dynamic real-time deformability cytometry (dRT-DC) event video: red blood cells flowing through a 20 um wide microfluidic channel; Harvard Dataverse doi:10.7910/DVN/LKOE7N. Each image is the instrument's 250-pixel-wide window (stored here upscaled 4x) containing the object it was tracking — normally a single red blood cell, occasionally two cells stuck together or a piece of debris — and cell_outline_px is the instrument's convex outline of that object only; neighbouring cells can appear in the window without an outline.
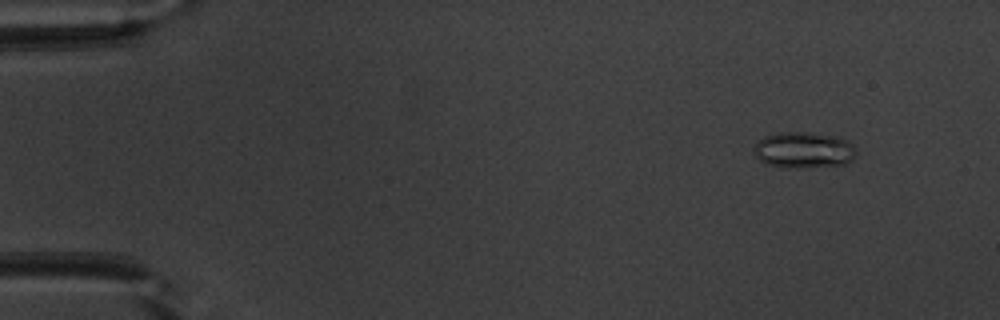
{"species": "common noctule bat (a hibernating species)", "species_latin": "Nyctalus noctula", "temperature_condition": "warm", "stored_images_in_passage": 50, "camera_frame_rate_fps": 3000, "um_per_image_px": 0.085, "animal": {"sex": "male", "body_mass_g": 20.1, "forearm_length_mm": 53.5}, "frame": {"image": 1, "passage_image": 4, "time_ms": 1.0, "image_size_px": [1000, 320], "cell_outline_px": [[856, 152], [852, 160], [844, 164], [804, 168], [784, 168], [764, 164], [752, 152], [752, 148], [756, 140], [764, 136], [780, 132], [808, 132], [840, 136], [848, 140], [856, 148]], "centroid_in_image_um": [68.28, 12.75], "position_along_channel_um": 16.7, "area_um2": 22.2}}
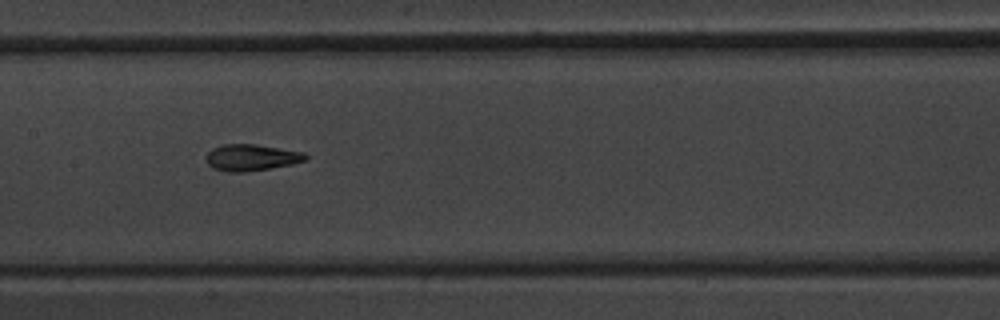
{"frame": {"image": 2, "passage_image": 25, "time_ms": 8.0, "image_size_px": [1000, 320], "cell_outline_px": [[308, 156], [304, 160], [292, 164], [244, 172], [228, 172], [212, 168], [208, 164], [204, 156], [212, 148], [224, 144], [256, 144], [304, 152]], "centroid_in_image_um": [21.32, 13.38], "position_along_channel_um": 186.1, "area_um2": 15.32}}
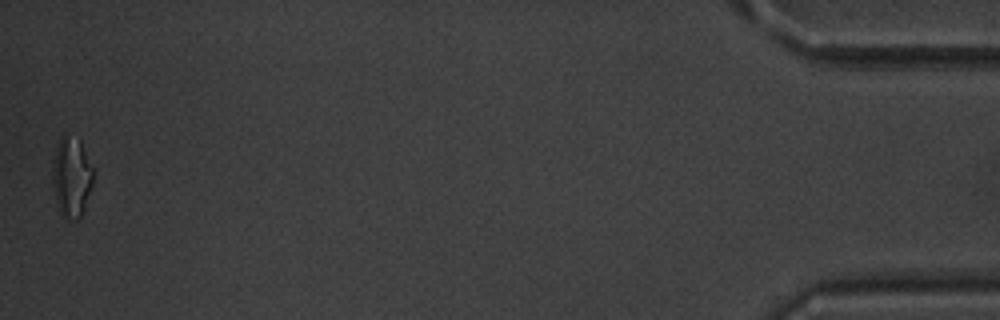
{"frame": {"image": 3, "passage_image": 50, "time_ms": 16.333, "image_size_px": [1000, 320], "cell_outline_px": [[92, 184], [84, 208], [80, 216], [76, 220], [68, 220], [60, 212], [52, 184], [52, 164], [56, 148], [60, 136], [64, 132], [80, 140], [92, 168]], "centroid_in_image_um": [6.05, 15.01], "position_along_channel_um": 429.1, "area_um2": 18.84}, "authors_computed_cell_mechanics": {"area_um2": 15.6638, "velocity_mm_per_s": 3.9775, "shape_relaxation_time_tau1_ms": 3.3807, "shape_relaxation_time_tau2_ms": 2.3025, "deformation_change_tau1": 0.1562, "deformation_change_tau2": 0.1125}}